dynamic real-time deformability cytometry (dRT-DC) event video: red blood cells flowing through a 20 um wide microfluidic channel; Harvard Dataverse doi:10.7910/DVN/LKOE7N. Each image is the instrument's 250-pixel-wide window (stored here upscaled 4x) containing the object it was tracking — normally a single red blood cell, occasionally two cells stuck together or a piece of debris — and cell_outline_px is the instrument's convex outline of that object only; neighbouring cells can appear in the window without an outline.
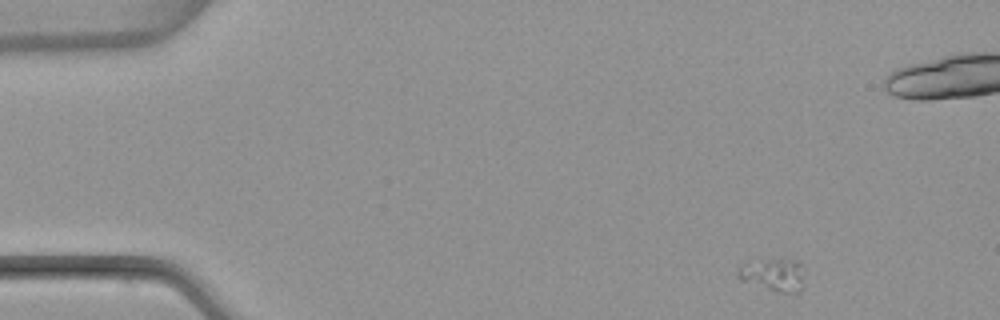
{"species": "common noctule bat (a hibernating species)", "species_latin": "Nyctalus noctula", "temperature_condition": "warm", "stored_images_in_passage": 5, "camera_frame_rate_fps": 3000, "um_per_image_px": 0.085, "animal": {"sex": "female", "body_mass_g": 22.7, "forearm_length_mm": 54.2}, "frame": {"image": 1, "passage_image": 1, "time_ms": 0.0, "image_size_px": [1000, 320], "cell_outline_px": [[800, 292], [776, 292], [740, 280], [736, 276], [736, 272], [744, 264], [784, 256], [796, 260], [800, 264]], "centroid_in_image_um": [65.69, 23.32], "position_along_channel_um": 19.3, "area_um2": 12.48}}